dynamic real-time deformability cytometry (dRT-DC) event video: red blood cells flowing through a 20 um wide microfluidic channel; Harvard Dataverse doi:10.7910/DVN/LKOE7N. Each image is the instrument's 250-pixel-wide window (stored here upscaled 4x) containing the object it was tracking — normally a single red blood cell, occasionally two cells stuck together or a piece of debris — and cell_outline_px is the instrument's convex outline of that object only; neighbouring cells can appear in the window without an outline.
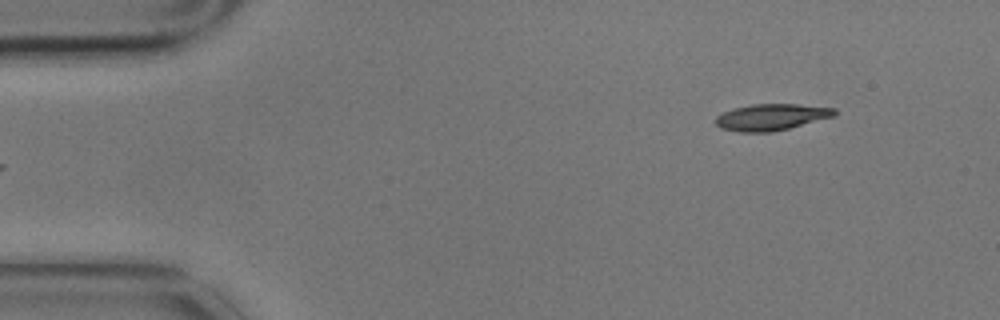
{"species": "common noctule bat (a hibernating species)", "species_latin": "Nyctalus noctula", "temperature_condition": "cold", "stored_images_in_passage": 5, "segment_of_instrument_passage": [2, 2], "camera_frame_rate_fps": 3000, "um_per_image_px": 0.085, "animal": {"sex": "male", "body_mass_g": 17.9}, "frame": {"image": 1, "passage_image": 5, "time_ms": 1.333, "image_size_px": [1000, 320], "cell_outline_px": [[836, 116], [772, 132], [740, 132], [720, 128], [716, 124], [716, 116], [724, 112], [736, 108], [752, 104], [796, 104], [836, 108]], "centroid_in_image_um": [65.58, 9.95], "position_along_channel_um": 19.4, "area_um2": 18.21}}